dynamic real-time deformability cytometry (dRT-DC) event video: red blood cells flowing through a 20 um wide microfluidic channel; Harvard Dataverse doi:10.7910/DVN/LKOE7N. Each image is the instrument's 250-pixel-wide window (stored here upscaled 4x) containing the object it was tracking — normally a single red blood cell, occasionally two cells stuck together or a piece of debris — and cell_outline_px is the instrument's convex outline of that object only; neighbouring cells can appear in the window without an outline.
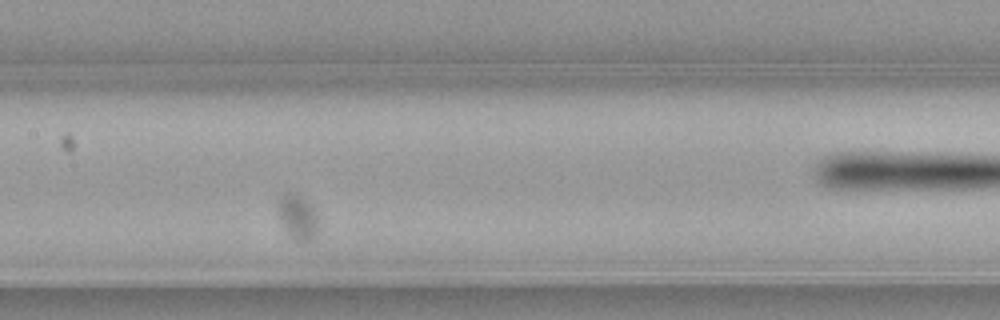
{"species": "common noctule bat (a hibernating species)", "species_latin": "Nyctalus noctula", "temperature_condition": "warm", "stored_images_in_passage": 33, "camera_frame_rate_fps": 3000, "um_per_image_px": 0.085, "animal": {"sex": "female", "body_mass_g": 21.9}, "frame": {"image": 1, "passage_image": 14, "time_ms": 4.333, "image_size_px": [1000, 320], "cell_outline_px": [[320, 232], [316, 236], [308, 240], [296, 240], [284, 228], [276, 212], [276, 208], [280, 196], [288, 192], [296, 192], [308, 200], [320, 220]], "centroid_in_image_um": [25.33, 18.4], "position_along_channel_um": 182.1, "area_um2": 10.98}}